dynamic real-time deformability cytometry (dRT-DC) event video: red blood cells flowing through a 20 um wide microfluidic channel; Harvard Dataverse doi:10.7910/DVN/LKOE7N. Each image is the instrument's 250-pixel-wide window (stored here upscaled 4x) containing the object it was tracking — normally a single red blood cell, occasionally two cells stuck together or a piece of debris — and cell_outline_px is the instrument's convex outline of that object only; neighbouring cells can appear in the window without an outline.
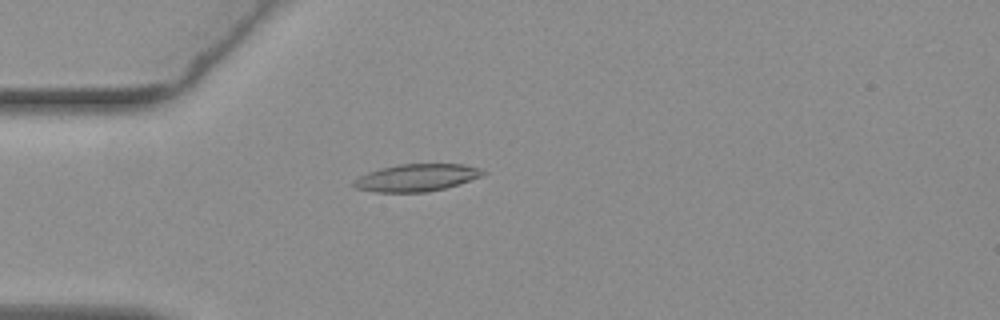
{"species": "common noctule bat (a hibernating species)", "species_latin": "Nyctalus noctula", "temperature_condition": "warm", "stored_images_in_passage": 53, "camera_frame_rate_fps": 3000, "um_per_image_px": 0.085, "animal": {"sex": "female", "body_mass_g": 19.3, "forearm_length_mm": 54.1}, "frame": {"image": 1, "passage_image": 13, "time_ms": 4.0, "image_size_px": [1000, 320], "cell_outline_px": [[488, 172], [480, 176], [444, 188], [428, 192], [376, 192], [356, 188], [352, 184], [360, 176], [368, 172], [380, 168], [400, 164], [464, 164], [480, 168]], "centroid_in_image_um": [35.4, 15.09], "position_along_channel_um": 49.6, "area_um2": 20.29}}
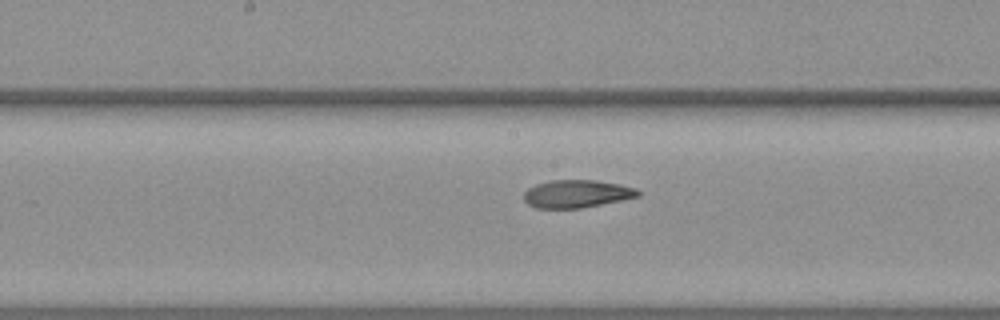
{"frame": {"image": 2, "passage_image": 26, "time_ms": 8.333, "image_size_px": [1000, 320], "cell_outline_px": [[640, 196], [580, 208], [536, 208], [528, 204], [524, 200], [524, 192], [528, 188], [536, 184], [552, 180], [596, 180], [620, 184], [636, 188], [640, 192]], "centroid_in_image_um": [49.01, 16.46], "position_along_channel_um": 199.2, "area_um2": 18.38}}
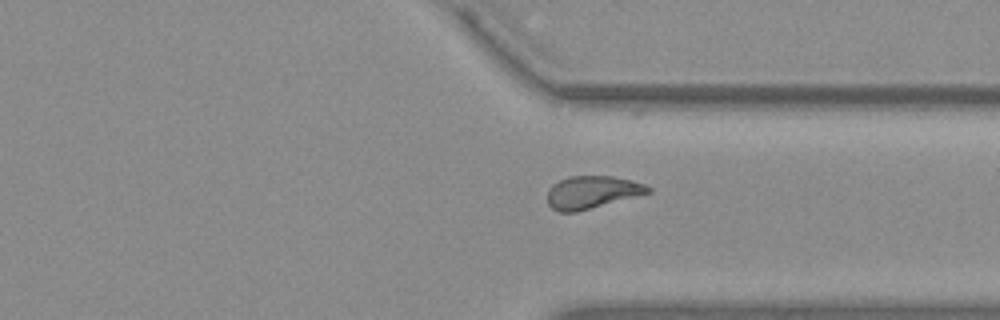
{"frame": {"image": 3, "passage_image": 39, "time_ms": 12.667, "image_size_px": [1000, 320], "cell_outline_px": [[652, 192], [576, 212], [560, 212], [552, 208], [548, 204], [548, 188], [552, 184], [560, 180], [572, 176], [612, 176], [632, 180], [644, 184], [652, 188]], "centroid_in_image_um": [50.32, 16.33], "position_along_channel_um": 361.1, "area_um2": 19.07}, "authors_computed_cell_mechanics": {"area_um2": 19.652, "velocity_mm_per_s": 3.7434, "shape_relaxation_time_tau1_ms": null, "shape_relaxation_time_tau2_ms": 3.4214, "deformation_change_tau1": null, "deformation_change_tau2": 0.107}}